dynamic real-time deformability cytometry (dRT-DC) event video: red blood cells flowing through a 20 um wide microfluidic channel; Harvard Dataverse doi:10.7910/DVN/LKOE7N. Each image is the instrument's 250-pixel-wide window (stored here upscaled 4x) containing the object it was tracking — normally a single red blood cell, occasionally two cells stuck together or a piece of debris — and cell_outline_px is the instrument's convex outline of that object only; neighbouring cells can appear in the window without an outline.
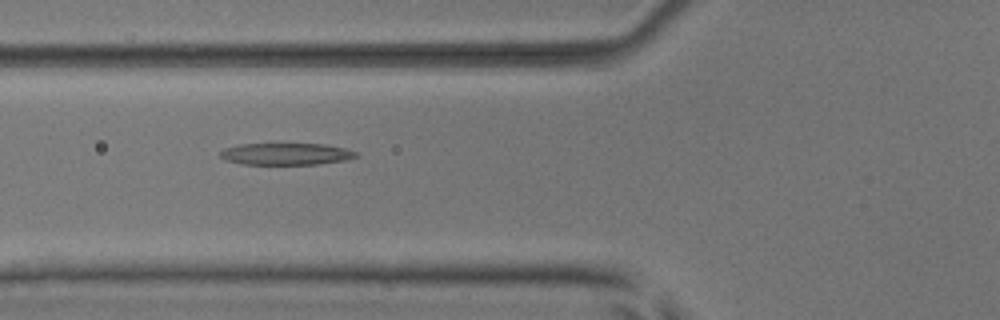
{"species": "common noctule bat (a hibernating species)", "species_latin": "Nyctalus noctula", "temperature_condition": "room temperature", "stored_images_in_passage": 6, "camera_frame_rate_fps": 3000, "um_per_image_px": 0.085, "animal": {"sex": "male", "body_mass_g": 17.9, "forearm_length_mm": 54.2}, "frame": {"image": 1, "passage_image": 3, "time_ms": 2.333, "image_size_px": [1000, 320], "cell_outline_px": [[360, 152], [356, 156], [348, 160], [316, 164], [244, 164], [224, 160], [220, 156], [220, 152], [224, 148], [240, 144], [324, 144], [344, 148]], "centroid_in_image_um": [24.33, 13.08], "position_along_channel_um": 101.5, "area_um2": 17.28}}
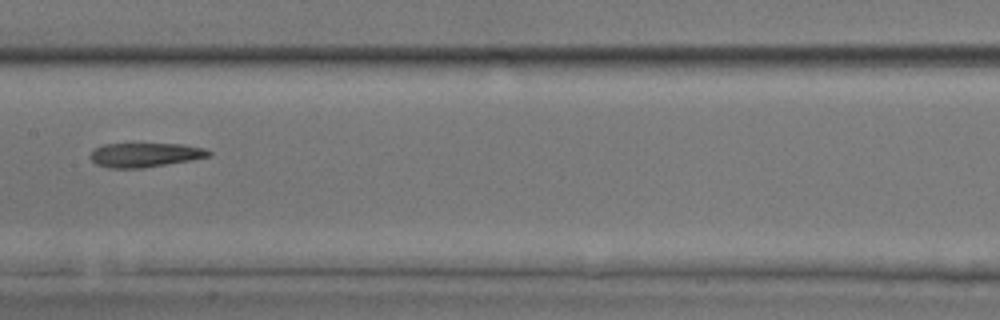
{"frame": {"image": 2, "passage_image": 5, "time_ms": 4.667, "image_size_px": [1000, 320], "cell_outline_px": [[212, 156], [192, 160], [144, 168], [108, 168], [96, 164], [88, 156], [92, 148], [104, 144], [184, 144], [204, 148], [212, 152]], "centroid_in_image_um": [12.31, 13.17], "position_along_channel_um": 195.1, "area_um2": 16.99}}
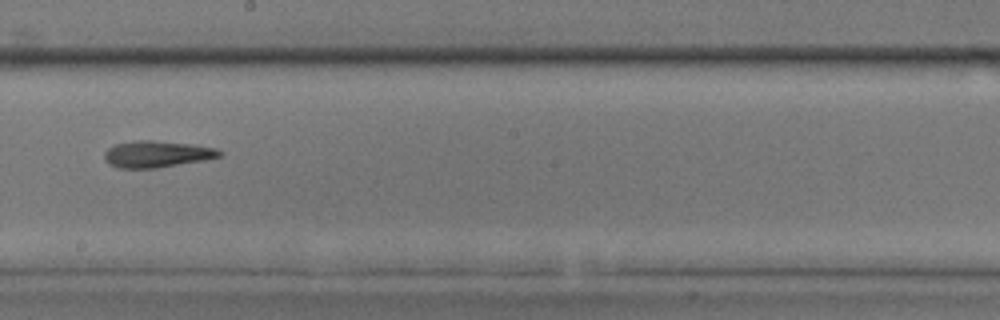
{"frame": {"image": 3, "passage_image": 6, "time_ms": 5.667, "image_size_px": [1000, 320], "cell_outline_px": [[224, 156], [204, 160], [156, 168], [116, 168], [108, 164], [104, 160], [104, 152], [112, 144], [140, 140], [152, 140], [192, 144], [216, 148], [224, 152]], "centroid_in_image_um": [13.33, 13.1], "position_along_channel_um": 234.9, "area_um2": 18.09}}